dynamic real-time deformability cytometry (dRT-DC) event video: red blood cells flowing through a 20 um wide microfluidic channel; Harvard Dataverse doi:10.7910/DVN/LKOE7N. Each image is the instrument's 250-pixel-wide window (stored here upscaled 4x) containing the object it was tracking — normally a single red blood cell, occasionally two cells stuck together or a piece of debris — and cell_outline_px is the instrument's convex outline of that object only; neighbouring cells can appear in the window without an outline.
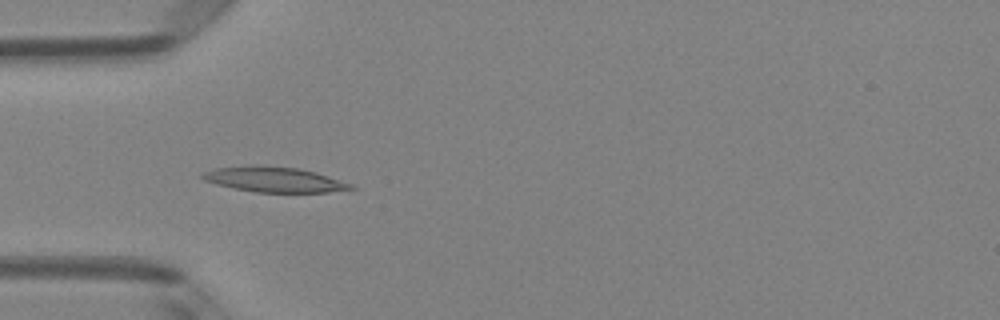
{"species": "Egyptian fruit bat (a non-hibernating species)", "species_latin": "Rousettus aegyptiacus", "temperature_condition": "room temperature", "stored_images_in_passage": 50, "camera_frame_rate_fps": 3000, "um_per_image_px": 0.085, "animal": {"sex": "female"}, "frame": {"image": 1, "passage_image": 15, "time_ms": 4.667, "image_size_px": [1000, 320], "cell_outline_px": [[356, 188], [328, 192], [256, 192], [232, 188], [216, 184], [204, 180], [200, 176], [204, 172], [212, 168], [252, 164], [264, 164], [300, 168], [316, 172], [352, 184]], "centroid_in_image_um": [23.25, 15.23], "position_along_channel_um": 61.7, "area_um2": 22.14}}
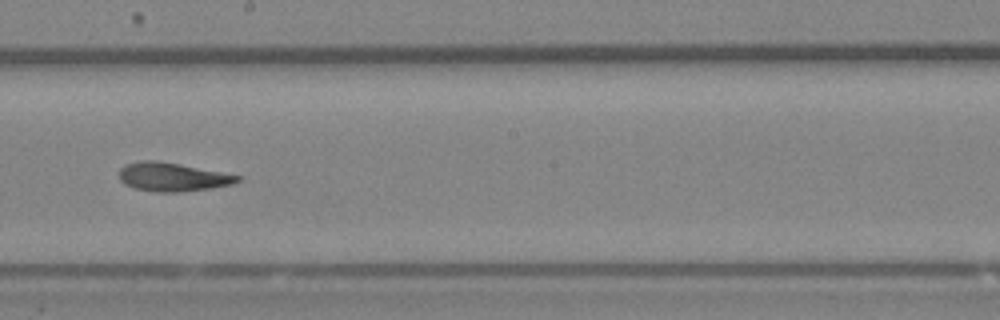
{"frame": {"image": 2, "passage_image": 28, "time_ms": 9.0, "image_size_px": [1000, 320], "cell_outline_px": [[240, 180], [232, 184], [212, 188], [180, 192], [152, 192], [136, 188], [124, 184], [120, 180], [120, 168], [124, 164], [144, 160], [156, 160], [180, 164], [240, 176]], "centroid_in_image_um": [14.62, 15.04], "position_along_channel_um": 233.6, "area_um2": 19.65}}
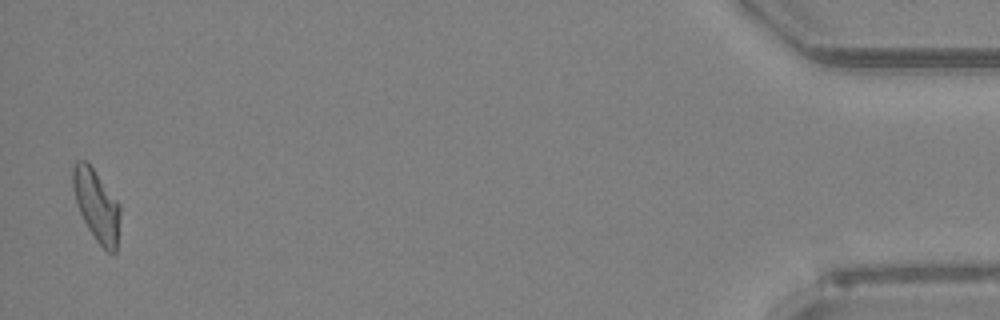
{"frame": {"image": 3, "passage_image": 49, "time_ms": 16.0, "image_size_px": [1000, 320], "cell_outline_px": [[120, 216], [116, 252], [108, 252], [96, 240], [88, 228], [80, 212], [72, 188], [72, 168], [76, 160], [88, 160], [120, 204]], "centroid_in_image_um": [8.2, 17.39], "position_along_channel_um": 427.0, "area_um2": 19.77}, "authors_computed_cell_mechanics": {"area_um2": 19.9988, "velocity_mm_per_s": 4.0208, "shape_relaxation_time_tau1_ms": 4.4085, "shape_relaxation_time_tau2_ms": 5.7633, "deformation_change_tau1": 0.1752, "deformation_change_tau2": 0.1101}}